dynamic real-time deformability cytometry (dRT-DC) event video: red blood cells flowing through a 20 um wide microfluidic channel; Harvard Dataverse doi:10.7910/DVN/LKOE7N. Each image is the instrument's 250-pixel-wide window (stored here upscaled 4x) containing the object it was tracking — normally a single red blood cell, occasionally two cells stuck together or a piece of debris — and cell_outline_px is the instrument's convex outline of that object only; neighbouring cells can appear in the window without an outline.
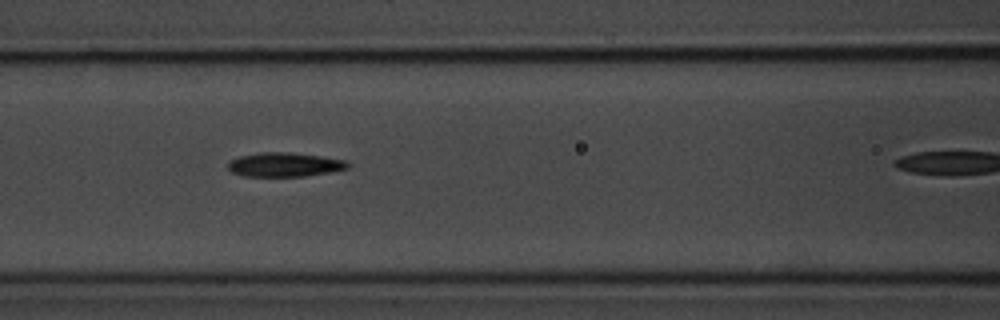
{"species": "common noctule bat (a hibernating species)", "species_latin": "Nyctalus noctula", "temperature_condition": "room temperature", "stored_images_in_passage": 15, "camera_frame_rate_fps": 3000, "um_per_image_px": 0.085, "animal": {"sex": "male", "body_mass_g": 20.1, "forearm_length_mm": 53.5}, "frame": {"image": 1, "passage_image": 11, "time_ms": 3.333, "image_size_px": [1000, 320], "cell_outline_px": [[352, 164], [348, 168], [328, 172], [304, 176], [244, 176], [232, 172], [228, 168], [228, 160], [240, 156], [260, 152], [288, 152], [320, 156], [344, 160]], "centroid_in_image_um": [24.16, 13.99], "position_along_channel_um": 142.4, "area_um2": 16.76}}